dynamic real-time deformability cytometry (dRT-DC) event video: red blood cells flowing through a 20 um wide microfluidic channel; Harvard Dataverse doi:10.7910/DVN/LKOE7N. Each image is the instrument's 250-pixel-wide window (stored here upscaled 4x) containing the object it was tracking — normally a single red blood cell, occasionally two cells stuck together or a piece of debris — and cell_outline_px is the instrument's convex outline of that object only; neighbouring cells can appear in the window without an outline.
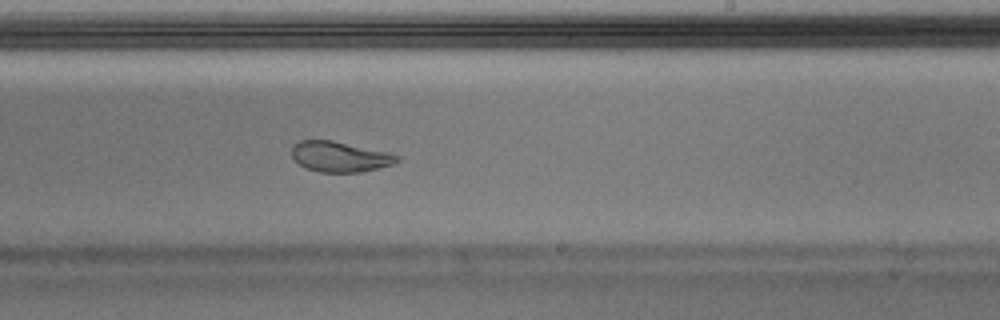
{"species": "Egyptian fruit bat (a non-hibernating species)", "species_latin": "Rousettus aegyptiacus", "temperature_condition": "warm", "stored_images_in_passage": 47, "camera_frame_rate_fps": 3000, "um_per_image_px": 0.085, "animal": {"sex": "male"}, "frame": {"image": 1, "passage_image": 27, "time_ms": 8.667, "image_size_px": [1000, 320], "cell_outline_px": [[400, 160], [392, 164], [360, 172], [320, 172], [308, 168], [300, 164], [292, 156], [292, 144], [300, 140], [332, 140], [388, 152], [400, 156]], "centroid_in_image_um": [28.88, 13.3], "position_along_channel_um": 260.1, "area_um2": 18.5}, "authors_computed_cell_mechanics": {"area_um2": 20.23, "velocity_mm_per_s": 4.0225, "shape_relaxation_time_tau1_ms": null, "shape_relaxation_time_tau2_ms": 1.196, "deformation_change_tau1": null, "deformation_change_tau2": 0.066}}